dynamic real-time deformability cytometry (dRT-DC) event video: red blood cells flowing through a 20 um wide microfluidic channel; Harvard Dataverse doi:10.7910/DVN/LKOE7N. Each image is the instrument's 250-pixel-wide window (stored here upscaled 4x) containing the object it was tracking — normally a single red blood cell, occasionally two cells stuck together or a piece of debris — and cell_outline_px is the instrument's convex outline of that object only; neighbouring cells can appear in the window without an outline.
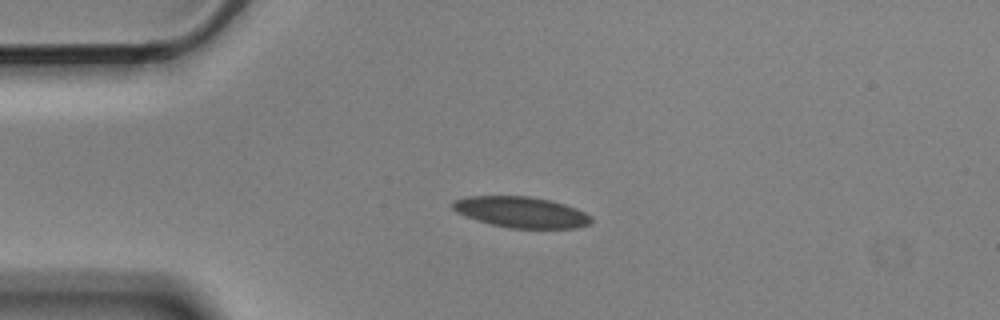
{"species": "Egyptian fruit bat (a non-hibernating species)", "species_latin": "Rousettus aegyptiacus", "temperature_condition": "cold", "stored_images_in_passage": 4, "camera_frame_rate_fps": 3000, "um_per_image_px": 0.085, "animal": {"sex": "male"}, "frame": {"image": 1, "passage_image": 3, "time_ms": 0.667, "image_size_px": [1000, 320], "cell_outline_px": [[592, 220], [588, 224], [580, 228], [508, 228], [476, 220], [456, 212], [452, 208], [452, 200], [468, 196], [528, 196], [552, 200], [576, 208], [592, 216]], "centroid_in_image_um": [44.3, 18.03], "position_along_channel_um": 40.7, "area_um2": 25.09}}